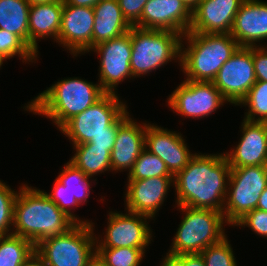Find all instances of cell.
<instances>
[{
	"label": "cell",
	"mask_w": 267,
	"mask_h": 266,
	"mask_svg": "<svg viewBox=\"0 0 267 266\" xmlns=\"http://www.w3.org/2000/svg\"><path fill=\"white\" fill-rule=\"evenodd\" d=\"M230 169L224 153H195L173 178L177 205L223 212Z\"/></svg>",
	"instance_id": "obj_1"
},
{
	"label": "cell",
	"mask_w": 267,
	"mask_h": 266,
	"mask_svg": "<svg viewBox=\"0 0 267 266\" xmlns=\"http://www.w3.org/2000/svg\"><path fill=\"white\" fill-rule=\"evenodd\" d=\"M13 215V234L32 241L65 234L76 223L40 189L20 187Z\"/></svg>",
	"instance_id": "obj_2"
},
{
	"label": "cell",
	"mask_w": 267,
	"mask_h": 266,
	"mask_svg": "<svg viewBox=\"0 0 267 266\" xmlns=\"http://www.w3.org/2000/svg\"><path fill=\"white\" fill-rule=\"evenodd\" d=\"M104 94L99 83L67 78L40 93L24 108L33 114L49 117L60 129L69 119L88 109Z\"/></svg>",
	"instance_id": "obj_3"
},
{
	"label": "cell",
	"mask_w": 267,
	"mask_h": 266,
	"mask_svg": "<svg viewBox=\"0 0 267 266\" xmlns=\"http://www.w3.org/2000/svg\"><path fill=\"white\" fill-rule=\"evenodd\" d=\"M182 37L188 44L182 48L181 42L180 67L189 81L212 82L222 65L240 47L230 33L187 32Z\"/></svg>",
	"instance_id": "obj_4"
},
{
	"label": "cell",
	"mask_w": 267,
	"mask_h": 266,
	"mask_svg": "<svg viewBox=\"0 0 267 266\" xmlns=\"http://www.w3.org/2000/svg\"><path fill=\"white\" fill-rule=\"evenodd\" d=\"M182 36L174 31L132 26L130 60L132 76L141 77L175 58L180 62Z\"/></svg>",
	"instance_id": "obj_5"
},
{
	"label": "cell",
	"mask_w": 267,
	"mask_h": 266,
	"mask_svg": "<svg viewBox=\"0 0 267 266\" xmlns=\"http://www.w3.org/2000/svg\"><path fill=\"white\" fill-rule=\"evenodd\" d=\"M185 216L174 237L169 254H200L205 248L220 242L226 234L223 212L213 209L177 206Z\"/></svg>",
	"instance_id": "obj_6"
},
{
	"label": "cell",
	"mask_w": 267,
	"mask_h": 266,
	"mask_svg": "<svg viewBox=\"0 0 267 266\" xmlns=\"http://www.w3.org/2000/svg\"><path fill=\"white\" fill-rule=\"evenodd\" d=\"M126 113L127 105L116 93H105L88 109L69 119L60 131L73 145L83 144L100 134H117L119 121Z\"/></svg>",
	"instance_id": "obj_7"
},
{
	"label": "cell",
	"mask_w": 267,
	"mask_h": 266,
	"mask_svg": "<svg viewBox=\"0 0 267 266\" xmlns=\"http://www.w3.org/2000/svg\"><path fill=\"white\" fill-rule=\"evenodd\" d=\"M92 226L93 223H76L65 234L40 241L35 252L46 266H85L96 253L98 238Z\"/></svg>",
	"instance_id": "obj_8"
},
{
	"label": "cell",
	"mask_w": 267,
	"mask_h": 266,
	"mask_svg": "<svg viewBox=\"0 0 267 266\" xmlns=\"http://www.w3.org/2000/svg\"><path fill=\"white\" fill-rule=\"evenodd\" d=\"M228 186L223 215L225 222L233 226L256 209L267 187V166L231 168Z\"/></svg>",
	"instance_id": "obj_9"
},
{
	"label": "cell",
	"mask_w": 267,
	"mask_h": 266,
	"mask_svg": "<svg viewBox=\"0 0 267 266\" xmlns=\"http://www.w3.org/2000/svg\"><path fill=\"white\" fill-rule=\"evenodd\" d=\"M90 51L100 55L99 84L105 93L115 94V87L127 77L133 78L130 67L132 55L131 29L111 40L101 42Z\"/></svg>",
	"instance_id": "obj_10"
},
{
	"label": "cell",
	"mask_w": 267,
	"mask_h": 266,
	"mask_svg": "<svg viewBox=\"0 0 267 266\" xmlns=\"http://www.w3.org/2000/svg\"><path fill=\"white\" fill-rule=\"evenodd\" d=\"M252 47H239L212 81L222 96L238 105L256 83Z\"/></svg>",
	"instance_id": "obj_11"
},
{
	"label": "cell",
	"mask_w": 267,
	"mask_h": 266,
	"mask_svg": "<svg viewBox=\"0 0 267 266\" xmlns=\"http://www.w3.org/2000/svg\"><path fill=\"white\" fill-rule=\"evenodd\" d=\"M168 105L176 113L192 118H204L228 102L213 82L184 80L169 95Z\"/></svg>",
	"instance_id": "obj_12"
},
{
	"label": "cell",
	"mask_w": 267,
	"mask_h": 266,
	"mask_svg": "<svg viewBox=\"0 0 267 266\" xmlns=\"http://www.w3.org/2000/svg\"><path fill=\"white\" fill-rule=\"evenodd\" d=\"M127 212L123 214L110 211L105 239H96V248L131 247L145 249L146 246H149L148 244L152 240V231L146 220L151 218L138 213Z\"/></svg>",
	"instance_id": "obj_13"
},
{
	"label": "cell",
	"mask_w": 267,
	"mask_h": 266,
	"mask_svg": "<svg viewBox=\"0 0 267 266\" xmlns=\"http://www.w3.org/2000/svg\"><path fill=\"white\" fill-rule=\"evenodd\" d=\"M94 11L92 7H79L63 3L58 43L73 56L89 52L92 48Z\"/></svg>",
	"instance_id": "obj_14"
},
{
	"label": "cell",
	"mask_w": 267,
	"mask_h": 266,
	"mask_svg": "<svg viewBox=\"0 0 267 266\" xmlns=\"http://www.w3.org/2000/svg\"><path fill=\"white\" fill-rule=\"evenodd\" d=\"M191 18L192 11L181 0H149L133 26L184 35L190 29Z\"/></svg>",
	"instance_id": "obj_15"
},
{
	"label": "cell",
	"mask_w": 267,
	"mask_h": 266,
	"mask_svg": "<svg viewBox=\"0 0 267 266\" xmlns=\"http://www.w3.org/2000/svg\"><path fill=\"white\" fill-rule=\"evenodd\" d=\"M145 145L148 151L166 164L173 176L180 172L195 155L190 153L182 134L149 123L146 125Z\"/></svg>",
	"instance_id": "obj_16"
},
{
	"label": "cell",
	"mask_w": 267,
	"mask_h": 266,
	"mask_svg": "<svg viewBox=\"0 0 267 266\" xmlns=\"http://www.w3.org/2000/svg\"><path fill=\"white\" fill-rule=\"evenodd\" d=\"M242 137L231 152L224 153L231 168L267 166V122L243 120Z\"/></svg>",
	"instance_id": "obj_17"
},
{
	"label": "cell",
	"mask_w": 267,
	"mask_h": 266,
	"mask_svg": "<svg viewBox=\"0 0 267 266\" xmlns=\"http://www.w3.org/2000/svg\"><path fill=\"white\" fill-rule=\"evenodd\" d=\"M244 0H202L192 11L188 32L231 33L235 16Z\"/></svg>",
	"instance_id": "obj_18"
},
{
	"label": "cell",
	"mask_w": 267,
	"mask_h": 266,
	"mask_svg": "<svg viewBox=\"0 0 267 266\" xmlns=\"http://www.w3.org/2000/svg\"><path fill=\"white\" fill-rule=\"evenodd\" d=\"M174 177H152L140 180H128L125 202L127 211L155 217L162 206L167 192L174 184ZM166 196V197H165Z\"/></svg>",
	"instance_id": "obj_19"
},
{
	"label": "cell",
	"mask_w": 267,
	"mask_h": 266,
	"mask_svg": "<svg viewBox=\"0 0 267 266\" xmlns=\"http://www.w3.org/2000/svg\"><path fill=\"white\" fill-rule=\"evenodd\" d=\"M146 123L142 126L129 117V112L119 121V128L111 150L112 171H130L140 153L146 148Z\"/></svg>",
	"instance_id": "obj_20"
},
{
	"label": "cell",
	"mask_w": 267,
	"mask_h": 266,
	"mask_svg": "<svg viewBox=\"0 0 267 266\" xmlns=\"http://www.w3.org/2000/svg\"><path fill=\"white\" fill-rule=\"evenodd\" d=\"M230 34L240 47L259 46L255 42L267 40V2L244 0Z\"/></svg>",
	"instance_id": "obj_21"
},
{
	"label": "cell",
	"mask_w": 267,
	"mask_h": 266,
	"mask_svg": "<svg viewBox=\"0 0 267 266\" xmlns=\"http://www.w3.org/2000/svg\"><path fill=\"white\" fill-rule=\"evenodd\" d=\"M63 0L30 5L29 47L38 55V39L53 37L58 42L61 27Z\"/></svg>",
	"instance_id": "obj_22"
},
{
	"label": "cell",
	"mask_w": 267,
	"mask_h": 266,
	"mask_svg": "<svg viewBox=\"0 0 267 266\" xmlns=\"http://www.w3.org/2000/svg\"><path fill=\"white\" fill-rule=\"evenodd\" d=\"M92 47L128 32L132 25L124 17L118 0H100L94 7Z\"/></svg>",
	"instance_id": "obj_23"
},
{
	"label": "cell",
	"mask_w": 267,
	"mask_h": 266,
	"mask_svg": "<svg viewBox=\"0 0 267 266\" xmlns=\"http://www.w3.org/2000/svg\"><path fill=\"white\" fill-rule=\"evenodd\" d=\"M27 0H0V29L18 35L29 46Z\"/></svg>",
	"instance_id": "obj_24"
},
{
	"label": "cell",
	"mask_w": 267,
	"mask_h": 266,
	"mask_svg": "<svg viewBox=\"0 0 267 266\" xmlns=\"http://www.w3.org/2000/svg\"><path fill=\"white\" fill-rule=\"evenodd\" d=\"M76 153L70 159L76 168L80 169L88 178L111 168V150L106 148L92 147L88 142L74 145Z\"/></svg>",
	"instance_id": "obj_25"
},
{
	"label": "cell",
	"mask_w": 267,
	"mask_h": 266,
	"mask_svg": "<svg viewBox=\"0 0 267 266\" xmlns=\"http://www.w3.org/2000/svg\"><path fill=\"white\" fill-rule=\"evenodd\" d=\"M35 252V244L11 234L0 236V266H22Z\"/></svg>",
	"instance_id": "obj_26"
},
{
	"label": "cell",
	"mask_w": 267,
	"mask_h": 266,
	"mask_svg": "<svg viewBox=\"0 0 267 266\" xmlns=\"http://www.w3.org/2000/svg\"><path fill=\"white\" fill-rule=\"evenodd\" d=\"M152 177H174L166 164L146 148L140 153L132 169L128 173V180H140Z\"/></svg>",
	"instance_id": "obj_27"
},
{
	"label": "cell",
	"mask_w": 267,
	"mask_h": 266,
	"mask_svg": "<svg viewBox=\"0 0 267 266\" xmlns=\"http://www.w3.org/2000/svg\"><path fill=\"white\" fill-rule=\"evenodd\" d=\"M56 178L70 192L72 198H75L79 205L87 202L91 190L90 178L80 169L76 168L72 163L67 162L60 175Z\"/></svg>",
	"instance_id": "obj_28"
},
{
	"label": "cell",
	"mask_w": 267,
	"mask_h": 266,
	"mask_svg": "<svg viewBox=\"0 0 267 266\" xmlns=\"http://www.w3.org/2000/svg\"><path fill=\"white\" fill-rule=\"evenodd\" d=\"M239 105L249 108L245 120L267 122V82L256 81Z\"/></svg>",
	"instance_id": "obj_29"
},
{
	"label": "cell",
	"mask_w": 267,
	"mask_h": 266,
	"mask_svg": "<svg viewBox=\"0 0 267 266\" xmlns=\"http://www.w3.org/2000/svg\"><path fill=\"white\" fill-rule=\"evenodd\" d=\"M96 253L106 266H139L144 257L145 249L131 247L96 248Z\"/></svg>",
	"instance_id": "obj_30"
},
{
	"label": "cell",
	"mask_w": 267,
	"mask_h": 266,
	"mask_svg": "<svg viewBox=\"0 0 267 266\" xmlns=\"http://www.w3.org/2000/svg\"><path fill=\"white\" fill-rule=\"evenodd\" d=\"M0 55L6 60L18 55L23 62H33L37 58V54L18 35L3 29H0Z\"/></svg>",
	"instance_id": "obj_31"
},
{
	"label": "cell",
	"mask_w": 267,
	"mask_h": 266,
	"mask_svg": "<svg viewBox=\"0 0 267 266\" xmlns=\"http://www.w3.org/2000/svg\"><path fill=\"white\" fill-rule=\"evenodd\" d=\"M200 255L206 266H237L233 249L227 237L214 245L208 246Z\"/></svg>",
	"instance_id": "obj_32"
},
{
	"label": "cell",
	"mask_w": 267,
	"mask_h": 266,
	"mask_svg": "<svg viewBox=\"0 0 267 266\" xmlns=\"http://www.w3.org/2000/svg\"><path fill=\"white\" fill-rule=\"evenodd\" d=\"M17 194L18 192L0 180V236L13 234L11 226H13L14 204Z\"/></svg>",
	"instance_id": "obj_33"
},
{
	"label": "cell",
	"mask_w": 267,
	"mask_h": 266,
	"mask_svg": "<svg viewBox=\"0 0 267 266\" xmlns=\"http://www.w3.org/2000/svg\"><path fill=\"white\" fill-rule=\"evenodd\" d=\"M45 194L58 206L60 210H62L68 217H70L75 223H92L88 220L82 221L81 219L74 215V213L71 212V209L69 207L72 206H79L75 198H72L70 192L65 189L64 185L56 178L55 184L53 187V190L51 193H47L45 191Z\"/></svg>",
	"instance_id": "obj_34"
},
{
	"label": "cell",
	"mask_w": 267,
	"mask_h": 266,
	"mask_svg": "<svg viewBox=\"0 0 267 266\" xmlns=\"http://www.w3.org/2000/svg\"><path fill=\"white\" fill-rule=\"evenodd\" d=\"M234 226H247L256 234L267 238V212L254 209L241 218Z\"/></svg>",
	"instance_id": "obj_35"
},
{
	"label": "cell",
	"mask_w": 267,
	"mask_h": 266,
	"mask_svg": "<svg viewBox=\"0 0 267 266\" xmlns=\"http://www.w3.org/2000/svg\"><path fill=\"white\" fill-rule=\"evenodd\" d=\"M149 0H118L124 17L133 26L140 18Z\"/></svg>",
	"instance_id": "obj_36"
},
{
	"label": "cell",
	"mask_w": 267,
	"mask_h": 266,
	"mask_svg": "<svg viewBox=\"0 0 267 266\" xmlns=\"http://www.w3.org/2000/svg\"><path fill=\"white\" fill-rule=\"evenodd\" d=\"M252 59L254 62L257 81L267 82V47H252Z\"/></svg>",
	"instance_id": "obj_37"
},
{
	"label": "cell",
	"mask_w": 267,
	"mask_h": 266,
	"mask_svg": "<svg viewBox=\"0 0 267 266\" xmlns=\"http://www.w3.org/2000/svg\"><path fill=\"white\" fill-rule=\"evenodd\" d=\"M116 135L117 134H100L90 139L88 143H90L92 147H100L106 148V150H112Z\"/></svg>",
	"instance_id": "obj_38"
},
{
	"label": "cell",
	"mask_w": 267,
	"mask_h": 266,
	"mask_svg": "<svg viewBox=\"0 0 267 266\" xmlns=\"http://www.w3.org/2000/svg\"><path fill=\"white\" fill-rule=\"evenodd\" d=\"M183 266H206L200 254H183Z\"/></svg>",
	"instance_id": "obj_39"
},
{
	"label": "cell",
	"mask_w": 267,
	"mask_h": 266,
	"mask_svg": "<svg viewBox=\"0 0 267 266\" xmlns=\"http://www.w3.org/2000/svg\"><path fill=\"white\" fill-rule=\"evenodd\" d=\"M160 266H183V254L181 255H173L166 254V257L163 258V261Z\"/></svg>",
	"instance_id": "obj_40"
},
{
	"label": "cell",
	"mask_w": 267,
	"mask_h": 266,
	"mask_svg": "<svg viewBox=\"0 0 267 266\" xmlns=\"http://www.w3.org/2000/svg\"><path fill=\"white\" fill-rule=\"evenodd\" d=\"M100 0H63L64 4L79 6V7H94Z\"/></svg>",
	"instance_id": "obj_41"
},
{
	"label": "cell",
	"mask_w": 267,
	"mask_h": 266,
	"mask_svg": "<svg viewBox=\"0 0 267 266\" xmlns=\"http://www.w3.org/2000/svg\"><path fill=\"white\" fill-rule=\"evenodd\" d=\"M22 266H46L42 258L34 252L23 264Z\"/></svg>",
	"instance_id": "obj_42"
},
{
	"label": "cell",
	"mask_w": 267,
	"mask_h": 266,
	"mask_svg": "<svg viewBox=\"0 0 267 266\" xmlns=\"http://www.w3.org/2000/svg\"><path fill=\"white\" fill-rule=\"evenodd\" d=\"M256 209L264 210L267 212V187L261 193Z\"/></svg>",
	"instance_id": "obj_43"
},
{
	"label": "cell",
	"mask_w": 267,
	"mask_h": 266,
	"mask_svg": "<svg viewBox=\"0 0 267 266\" xmlns=\"http://www.w3.org/2000/svg\"><path fill=\"white\" fill-rule=\"evenodd\" d=\"M85 266H106V264L100 258V256L97 253H95Z\"/></svg>",
	"instance_id": "obj_44"
},
{
	"label": "cell",
	"mask_w": 267,
	"mask_h": 266,
	"mask_svg": "<svg viewBox=\"0 0 267 266\" xmlns=\"http://www.w3.org/2000/svg\"><path fill=\"white\" fill-rule=\"evenodd\" d=\"M191 11H193L202 0H181Z\"/></svg>",
	"instance_id": "obj_45"
},
{
	"label": "cell",
	"mask_w": 267,
	"mask_h": 266,
	"mask_svg": "<svg viewBox=\"0 0 267 266\" xmlns=\"http://www.w3.org/2000/svg\"><path fill=\"white\" fill-rule=\"evenodd\" d=\"M30 5L32 4H39V3H48L51 1H57V0H27Z\"/></svg>",
	"instance_id": "obj_46"
},
{
	"label": "cell",
	"mask_w": 267,
	"mask_h": 266,
	"mask_svg": "<svg viewBox=\"0 0 267 266\" xmlns=\"http://www.w3.org/2000/svg\"><path fill=\"white\" fill-rule=\"evenodd\" d=\"M4 60L6 61V59H4V58L0 55V68H1V66H2Z\"/></svg>",
	"instance_id": "obj_47"
}]
</instances>
